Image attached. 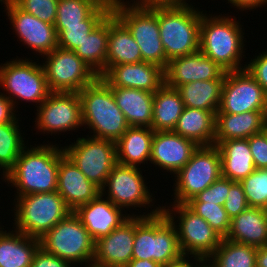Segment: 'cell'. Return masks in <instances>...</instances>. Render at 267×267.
Here are the masks:
<instances>
[{
  "label": "cell",
  "instance_id": "cell-27",
  "mask_svg": "<svg viewBox=\"0 0 267 267\" xmlns=\"http://www.w3.org/2000/svg\"><path fill=\"white\" fill-rule=\"evenodd\" d=\"M139 62H142V55L138 44L128 28L111 11L106 72L112 66Z\"/></svg>",
  "mask_w": 267,
  "mask_h": 267
},
{
  "label": "cell",
  "instance_id": "cell-26",
  "mask_svg": "<svg viewBox=\"0 0 267 267\" xmlns=\"http://www.w3.org/2000/svg\"><path fill=\"white\" fill-rule=\"evenodd\" d=\"M256 248L267 245V211L249 207L231 219L226 238Z\"/></svg>",
  "mask_w": 267,
  "mask_h": 267
},
{
  "label": "cell",
  "instance_id": "cell-13",
  "mask_svg": "<svg viewBox=\"0 0 267 267\" xmlns=\"http://www.w3.org/2000/svg\"><path fill=\"white\" fill-rule=\"evenodd\" d=\"M75 142L63 148L65 155L101 189L117 164L116 143L89 135L78 137Z\"/></svg>",
  "mask_w": 267,
  "mask_h": 267
},
{
  "label": "cell",
  "instance_id": "cell-57",
  "mask_svg": "<svg viewBox=\"0 0 267 267\" xmlns=\"http://www.w3.org/2000/svg\"><path fill=\"white\" fill-rule=\"evenodd\" d=\"M263 209L267 211V202H266V205H265V207Z\"/></svg>",
  "mask_w": 267,
  "mask_h": 267
},
{
  "label": "cell",
  "instance_id": "cell-41",
  "mask_svg": "<svg viewBox=\"0 0 267 267\" xmlns=\"http://www.w3.org/2000/svg\"><path fill=\"white\" fill-rule=\"evenodd\" d=\"M20 9L43 22L55 24L59 0H12Z\"/></svg>",
  "mask_w": 267,
  "mask_h": 267
},
{
  "label": "cell",
  "instance_id": "cell-5",
  "mask_svg": "<svg viewBox=\"0 0 267 267\" xmlns=\"http://www.w3.org/2000/svg\"><path fill=\"white\" fill-rule=\"evenodd\" d=\"M203 11L191 4L158 7L160 39L166 54V67L171 59L199 50L200 23Z\"/></svg>",
  "mask_w": 267,
  "mask_h": 267
},
{
  "label": "cell",
  "instance_id": "cell-51",
  "mask_svg": "<svg viewBox=\"0 0 267 267\" xmlns=\"http://www.w3.org/2000/svg\"><path fill=\"white\" fill-rule=\"evenodd\" d=\"M256 267H267V245L257 248Z\"/></svg>",
  "mask_w": 267,
  "mask_h": 267
},
{
  "label": "cell",
  "instance_id": "cell-12",
  "mask_svg": "<svg viewBox=\"0 0 267 267\" xmlns=\"http://www.w3.org/2000/svg\"><path fill=\"white\" fill-rule=\"evenodd\" d=\"M42 57L50 92L79 93L99 77L74 51L57 47Z\"/></svg>",
  "mask_w": 267,
  "mask_h": 267
},
{
  "label": "cell",
  "instance_id": "cell-40",
  "mask_svg": "<svg viewBox=\"0 0 267 267\" xmlns=\"http://www.w3.org/2000/svg\"><path fill=\"white\" fill-rule=\"evenodd\" d=\"M239 183L249 207L263 209L267 202V169H255Z\"/></svg>",
  "mask_w": 267,
  "mask_h": 267
},
{
  "label": "cell",
  "instance_id": "cell-17",
  "mask_svg": "<svg viewBox=\"0 0 267 267\" xmlns=\"http://www.w3.org/2000/svg\"><path fill=\"white\" fill-rule=\"evenodd\" d=\"M6 15L9 17L20 42L39 53L46 55L58 47L55 26L41 21L37 17L20 9L12 0L5 5Z\"/></svg>",
  "mask_w": 267,
  "mask_h": 267
},
{
  "label": "cell",
  "instance_id": "cell-33",
  "mask_svg": "<svg viewBox=\"0 0 267 267\" xmlns=\"http://www.w3.org/2000/svg\"><path fill=\"white\" fill-rule=\"evenodd\" d=\"M109 38V14L86 36L74 52L92 68L99 77L106 73Z\"/></svg>",
  "mask_w": 267,
  "mask_h": 267
},
{
  "label": "cell",
  "instance_id": "cell-44",
  "mask_svg": "<svg viewBox=\"0 0 267 267\" xmlns=\"http://www.w3.org/2000/svg\"><path fill=\"white\" fill-rule=\"evenodd\" d=\"M247 139L255 169H267V128Z\"/></svg>",
  "mask_w": 267,
  "mask_h": 267
},
{
  "label": "cell",
  "instance_id": "cell-56",
  "mask_svg": "<svg viewBox=\"0 0 267 267\" xmlns=\"http://www.w3.org/2000/svg\"><path fill=\"white\" fill-rule=\"evenodd\" d=\"M4 228H2V226L0 227V235L3 233V230Z\"/></svg>",
  "mask_w": 267,
  "mask_h": 267
},
{
  "label": "cell",
  "instance_id": "cell-3",
  "mask_svg": "<svg viewBox=\"0 0 267 267\" xmlns=\"http://www.w3.org/2000/svg\"><path fill=\"white\" fill-rule=\"evenodd\" d=\"M145 214L135 215L132 259L153 260L162 266L180 258L177 229L161 206Z\"/></svg>",
  "mask_w": 267,
  "mask_h": 267
},
{
  "label": "cell",
  "instance_id": "cell-52",
  "mask_svg": "<svg viewBox=\"0 0 267 267\" xmlns=\"http://www.w3.org/2000/svg\"><path fill=\"white\" fill-rule=\"evenodd\" d=\"M125 267H161V265L153 260L132 259Z\"/></svg>",
  "mask_w": 267,
  "mask_h": 267
},
{
  "label": "cell",
  "instance_id": "cell-50",
  "mask_svg": "<svg viewBox=\"0 0 267 267\" xmlns=\"http://www.w3.org/2000/svg\"><path fill=\"white\" fill-rule=\"evenodd\" d=\"M188 259H189V256L182 255L180 258H178L174 261L168 262L165 265H162L161 267H198L200 265V263H202L204 261L203 259H200L198 257H194L193 261H192V259L191 260L190 259L188 260Z\"/></svg>",
  "mask_w": 267,
  "mask_h": 267
},
{
  "label": "cell",
  "instance_id": "cell-20",
  "mask_svg": "<svg viewBox=\"0 0 267 267\" xmlns=\"http://www.w3.org/2000/svg\"><path fill=\"white\" fill-rule=\"evenodd\" d=\"M198 147L194 141L173 131H155L149 163L175 175Z\"/></svg>",
  "mask_w": 267,
  "mask_h": 267
},
{
  "label": "cell",
  "instance_id": "cell-55",
  "mask_svg": "<svg viewBox=\"0 0 267 267\" xmlns=\"http://www.w3.org/2000/svg\"><path fill=\"white\" fill-rule=\"evenodd\" d=\"M9 0H0V3L6 4Z\"/></svg>",
  "mask_w": 267,
  "mask_h": 267
},
{
  "label": "cell",
  "instance_id": "cell-49",
  "mask_svg": "<svg viewBox=\"0 0 267 267\" xmlns=\"http://www.w3.org/2000/svg\"><path fill=\"white\" fill-rule=\"evenodd\" d=\"M228 3L243 12L244 10L247 11L265 6L267 4V0H228Z\"/></svg>",
  "mask_w": 267,
  "mask_h": 267
},
{
  "label": "cell",
  "instance_id": "cell-31",
  "mask_svg": "<svg viewBox=\"0 0 267 267\" xmlns=\"http://www.w3.org/2000/svg\"><path fill=\"white\" fill-rule=\"evenodd\" d=\"M39 247V239L18 231H3L0 235V267H31Z\"/></svg>",
  "mask_w": 267,
  "mask_h": 267
},
{
  "label": "cell",
  "instance_id": "cell-32",
  "mask_svg": "<svg viewBox=\"0 0 267 267\" xmlns=\"http://www.w3.org/2000/svg\"><path fill=\"white\" fill-rule=\"evenodd\" d=\"M185 106L176 88L164 83L154 92L153 131H173Z\"/></svg>",
  "mask_w": 267,
  "mask_h": 267
},
{
  "label": "cell",
  "instance_id": "cell-42",
  "mask_svg": "<svg viewBox=\"0 0 267 267\" xmlns=\"http://www.w3.org/2000/svg\"><path fill=\"white\" fill-rule=\"evenodd\" d=\"M234 181L221 177L187 202H211L223 206Z\"/></svg>",
  "mask_w": 267,
  "mask_h": 267
},
{
  "label": "cell",
  "instance_id": "cell-47",
  "mask_svg": "<svg viewBox=\"0 0 267 267\" xmlns=\"http://www.w3.org/2000/svg\"><path fill=\"white\" fill-rule=\"evenodd\" d=\"M12 102L4 95V92H0V124L18 122L16 110Z\"/></svg>",
  "mask_w": 267,
  "mask_h": 267
},
{
  "label": "cell",
  "instance_id": "cell-48",
  "mask_svg": "<svg viewBox=\"0 0 267 267\" xmlns=\"http://www.w3.org/2000/svg\"><path fill=\"white\" fill-rule=\"evenodd\" d=\"M134 1V2H133ZM187 0H132V5L143 8L176 7L188 4Z\"/></svg>",
  "mask_w": 267,
  "mask_h": 267
},
{
  "label": "cell",
  "instance_id": "cell-43",
  "mask_svg": "<svg viewBox=\"0 0 267 267\" xmlns=\"http://www.w3.org/2000/svg\"><path fill=\"white\" fill-rule=\"evenodd\" d=\"M223 206L231 219L249 208L243 187L239 182H235L230 187Z\"/></svg>",
  "mask_w": 267,
  "mask_h": 267
},
{
  "label": "cell",
  "instance_id": "cell-14",
  "mask_svg": "<svg viewBox=\"0 0 267 267\" xmlns=\"http://www.w3.org/2000/svg\"><path fill=\"white\" fill-rule=\"evenodd\" d=\"M247 111H267V94L246 68L226 72L216 113L241 114Z\"/></svg>",
  "mask_w": 267,
  "mask_h": 267
},
{
  "label": "cell",
  "instance_id": "cell-21",
  "mask_svg": "<svg viewBox=\"0 0 267 267\" xmlns=\"http://www.w3.org/2000/svg\"><path fill=\"white\" fill-rule=\"evenodd\" d=\"M110 87L157 91L164 83V69L148 63H128L112 66L102 77Z\"/></svg>",
  "mask_w": 267,
  "mask_h": 267
},
{
  "label": "cell",
  "instance_id": "cell-38",
  "mask_svg": "<svg viewBox=\"0 0 267 267\" xmlns=\"http://www.w3.org/2000/svg\"><path fill=\"white\" fill-rule=\"evenodd\" d=\"M104 0H59L56 11L55 28L83 25Z\"/></svg>",
  "mask_w": 267,
  "mask_h": 267
},
{
  "label": "cell",
  "instance_id": "cell-30",
  "mask_svg": "<svg viewBox=\"0 0 267 267\" xmlns=\"http://www.w3.org/2000/svg\"><path fill=\"white\" fill-rule=\"evenodd\" d=\"M216 112L185 107L173 132L198 146L214 145Z\"/></svg>",
  "mask_w": 267,
  "mask_h": 267
},
{
  "label": "cell",
  "instance_id": "cell-28",
  "mask_svg": "<svg viewBox=\"0 0 267 267\" xmlns=\"http://www.w3.org/2000/svg\"><path fill=\"white\" fill-rule=\"evenodd\" d=\"M221 158L222 177L240 182L255 170L248 139L214 142Z\"/></svg>",
  "mask_w": 267,
  "mask_h": 267
},
{
  "label": "cell",
  "instance_id": "cell-29",
  "mask_svg": "<svg viewBox=\"0 0 267 267\" xmlns=\"http://www.w3.org/2000/svg\"><path fill=\"white\" fill-rule=\"evenodd\" d=\"M154 132L150 127L130 126L116 141L117 163L134 167L148 163Z\"/></svg>",
  "mask_w": 267,
  "mask_h": 267
},
{
  "label": "cell",
  "instance_id": "cell-25",
  "mask_svg": "<svg viewBox=\"0 0 267 267\" xmlns=\"http://www.w3.org/2000/svg\"><path fill=\"white\" fill-rule=\"evenodd\" d=\"M116 105L129 126L150 127L153 121L154 93L122 87H110Z\"/></svg>",
  "mask_w": 267,
  "mask_h": 267
},
{
  "label": "cell",
  "instance_id": "cell-7",
  "mask_svg": "<svg viewBox=\"0 0 267 267\" xmlns=\"http://www.w3.org/2000/svg\"><path fill=\"white\" fill-rule=\"evenodd\" d=\"M39 240L46 252L74 265L92 267L95 241L73 211Z\"/></svg>",
  "mask_w": 267,
  "mask_h": 267
},
{
  "label": "cell",
  "instance_id": "cell-19",
  "mask_svg": "<svg viewBox=\"0 0 267 267\" xmlns=\"http://www.w3.org/2000/svg\"><path fill=\"white\" fill-rule=\"evenodd\" d=\"M225 74L223 68L200 50L171 59L164 70L165 83L172 88L197 80L224 79Z\"/></svg>",
  "mask_w": 267,
  "mask_h": 267
},
{
  "label": "cell",
  "instance_id": "cell-36",
  "mask_svg": "<svg viewBox=\"0 0 267 267\" xmlns=\"http://www.w3.org/2000/svg\"><path fill=\"white\" fill-rule=\"evenodd\" d=\"M112 11V3L104 1L87 19L83 25L55 28L58 47L74 51L87 35Z\"/></svg>",
  "mask_w": 267,
  "mask_h": 267
},
{
  "label": "cell",
  "instance_id": "cell-16",
  "mask_svg": "<svg viewBox=\"0 0 267 267\" xmlns=\"http://www.w3.org/2000/svg\"><path fill=\"white\" fill-rule=\"evenodd\" d=\"M35 126L38 132L61 134L78 130L83 126L82 105L78 93L51 92L45 101L37 106ZM61 132V133H60Z\"/></svg>",
  "mask_w": 267,
  "mask_h": 267
},
{
  "label": "cell",
  "instance_id": "cell-45",
  "mask_svg": "<svg viewBox=\"0 0 267 267\" xmlns=\"http://www.w3.org/2000/svg\"><path fill=\"white\" fill-rule=\"evenodd\" d=\"M260 55L255 56L251 59L249 64L246 65V69L255 78V80L261 85L264 92L267 94V50L259 53Z\"/></svg>",
  "mask_w": 267,
  "mask_h": 267
},
{
  "label": "cell",
  "instance_id": "cell-18",
  "mask_svg": "<svg viewBox=\"0 0 267 267\" xmlns=\"http://www.w3.org/2000/svg\"><path fill=\"white\" fill-rule=\"evenodd\" d=\"M135 214L107 236L95 241L92 267H125L132 260Z\"/></svg>",
  "mask_w": 267,
  "mask_h": 267
},
{
  "label": "cell",
  "instance_id": "cell-39",
  "mask_svg": "<svg viewBox=\"0 0 267 267\" xmlns=\"http://www.w3.org/2000/svg\"><path fill=\"white\" fill-rule=\"evenodd\" d=\"M185 205L207 221L222 238H226L230 230L231 218L224 206L211 202H186Z\"/></svg>",
  "mask_w": 267,
  "mask_h": 267
},
{
  "label": "cell",
  "instance_id": "cell-2",
  "mask_svg": "<svg viewBox=\"0 0 267 267\" xmlns=\"http://www.w3.org/2000/svg\"><path fill=\"white\" fill-rule=\"evenodd\" d=\"M207 15L201 18L199 50L226 72L245 69L241 64L245 33L240 22L229 15Z\"/></svg>",
  "mask_w": 267,
  "mask_h": 267
},
{
  "label": "cell",
  "instance_id": "cell-24",
  "mask_svg": "<svg viewBox=\"0 0 267 267\" xmlns=\"http://www.w3.org/2000/svg\"><path fill=\"white\" fill-rule=\"evenodd\" d=\"M267 128V111H247L241 114L216 113L214 142L247 139Z\"/></svg>",
  "mask_w": 267,
  "mask_h": 267
},
{
  "label": "cell",
  "instance_id": "cell-34",
  "mask_svg": "<svg viewBox=\"0 0 267 267\" xmlns=\"http://www.w3.org/2000/svg\"><path fill=\"white\" fill-rule=\"evenodd\" d=\"M224 79L195 81L177 87L185 107L218 111Z\"/></svg>",
  "mask_w": 267,
  "mask_h": 267
},
{
  "label": "cell",
  "instance_id": "cell-11",
  "mask_svg": "<svg viewBox=\"0 0 267 267\" xmlns=\"http://www.w3.org/2000/svg\"><path fill=\"white\" fill-rule=\"evenodd\" d=\"M171 206L172 209L170 206L167 208L163 206L162 210L175 224L179 247L183 255L207 260L215 252L223 238L207 221L191 211L185 204L173 203ZM176 215L179 216L178 220L174 218ZM175 219L179 223L174 222Z\"/></svg>",
  "mask_w": 267,
  "mask_h": 267
},
{
  "label": "cell",
  "instance_id": "cell-1",
  "mask_svg": "<svg viewBox=\"0 0 267 267\" xmlns=\"http://www.w3.org/2000/svg\"><path fill=\"white\" fill-rule=\"evenodd\" d=\"M48 143L22 150L4 181L17 189L16 197L57 191L58 167L65 156L63 147ZM32 146V147H31Z\"/></svg>",
  "mask_w": 267,
  "mask_h": 267
},
{
  "label": "cell",
  "instance_id": "cell-54",
  "mask_svg": "<svg viewBox=\"0 0 267 267\" xmlns=\"http://www.w3.org/2000/svg\"><path fill=\"white\" fill-rule=\"evenodd\" d=\"M104 1H107V2H110V3H115V2H120V1H123V0H104Z\"/></svg>",
  "mask_w": 267,
  "mask_h": 267
},
{
  "label": "cell",
  "instance_id": "cell-9",
  "mask_svg": "<svg viewBox=\"0 0 267 267\" xmlns=\"http://www.w3.org/2000/svg\"><path fill=\"white\" fill-rule=\"evenodd\" d=\"M174 177L173 203L185 204L222 177L221 158L217 146H199L188 163Z\"/></svg>",
  "mask_w": 267,
  "mask_h": 267
},
{
  "label": "cell",
  "instance_id": "cell-8",
  "mask_svg": "<svg viewBox=\"0 0 267 267\" xmlns=\"http://www.w3.org/2000/svg\"><path fill=\"white\" fill-rule=\"evenodd\" d=\"M120 1L112 3L113 14L128 28L139 46L142 61L166 69V54L160 39L158 7L143 8ZM128 4V5H127Z\"/></svg>",
  "mask_w": 267,
  "mask_h": 267
},
{
  "label": "cell",
  "instance_id": "cell-10",
  "mask_svg": "<svg viewBox=\"0 0 267 267\" xmlns=\"http://www.w3.org/2000/svg\"><path fill=\"white\" fill-rule=\"evenodd\" d=\"M15 59L0 65V87L6 91L4 95L15 108L17 99L41 105L51 93L43 66L27 58Z\"/></svg>",
  "mask_w": 267,
  "mask_h": 267
},
{
  "label": "cell",
  "instance_id": "cell-4",
  "mask_svg": "<svg viewBox=\"0 0 267 267\" xmlns=\"http://www.w3.org/2000/svg\"><path fill=\"white\" fill-rule=\"evenodd\" d=\"M82 105L83 126L91 129L90 137L116 141L130 127L116 105L110 86L98 77L79 93Z\"/></svg>",
  "mask_w": 267,
  "mask_h": 267
},
{
  "label": "cell",
  "instance_id": "cell-23",
  "mask_svg": "<svg viewBox=\"0 0 267 267\" xmlns=\"http://www.w3.org/2000/svg\"><path fill=\"white\" fill-rule=\"evenodd\" d=\"M57 192L71 211L96 199L101 189L89 181L79 168L65 155L58 167Z\"/></svg>",
  "mask_w": 267,
  "mask_h": 267
},
{
  "label": "cell",
  "instance_id": "cell-37",
  "mask_svg": "<svg viewBox=\"0 0 267 267\" xmlns=\"http://www.w3.org/2000/svg\"><path fill=\"white\" fill-rule=\"evenodd\" d=\"M19 129V122L0 124V170L4 176L14 167L17 158L26 147ZM2 168V169H1Z\"/></svg>",
  "mask_w": 267,
  "mask_h": 267
},
{
  "label": "cell",
  "instance_id": "cell-46",
  "mask_svg": "<svg viewBox=\"0 0 267 267\" xmlns=\"http://www.w3.org/2000/svg\"><path fill=\"white\" fill-rule=\"evenodd\" d=\"M72 264L46 252L42 247L36 251L31 267H72ZM75 267V266H73Z\"/></svg>",
  "mask_w": 267,
  "mask_h": 267
},
{
  "label": "cell",
  "instance_id": "cell-53",
  "mask_svg": "<svg viewBox=\"0 0 267 267\" xmlns=\"http://www.w3.org/2000/svg\"><path fill=\"white\" fill-rule=\"evenodd\" d=\"M198 267H212L207 260H204Z\"/></svg>",
  "mask_w": 267,
  "mask_h": 267
},
{
  "label": "cell",
  "instance_id": "cell-35",
  "mask_svg": "<svg viewBox=\"0 0 267 267\" xmlns=\"http://www.w3.org/2000/svg\"><path fill=\"white\" fill-rule=\"evenodd\" d=\"M257 248L225 238L207 259L212 267H256Z\"/></svg>",
  "mask_w": 267,
  "mask_h": 267
},
{
  "label": "cell",
  "instance_id": "cell-6",
  "mask_svg": "<svg viewBox=\"0 0 267 267\" xmlns=\"http://www.w3.org/2000/svg\"><path fill=\"white\" fill-rule=\"evenodd\" d=\"M14 202L15 226L12 228L36 239L72 212L57 191L15 197Z\"/></svg>",
  "mask_w": 267,
  "mask_h": 267
},
{
  "label": "cell",
  "instance_id": "cell-15",
  "mask_svg": "<svg viewBox=\"0 0 267 267\" xmlns=\"http://www.w3.org/2000/svg\"><path fill=\"white\" fill-rule=\"evenodd\" d=\"M140 169L139 167L117 163L101 188V195L103 197L107 195L106 199H109L124 211L125 208L129 209L130 207H133V209L135 207H145L146 209L147 206H153L152 200L155 197H152L150 189L146 186ZM106 189H108L107 194Z\"/></svg>",
  "mask_w": 267,
  "mask_h": 267
},
{
  "label": "cell",
  "instance_id": "cell-22",
  "mask_svg": "<svg viewBox=\"0 0 267 267\" xmlns=\"http://www.w3.org/2000/svg\"><path fill=\"white\" fill-rule=\"evenodd\" d=\"M74 213L79 217L88 233L97 241L119 227L131 215L100 194L96 199L79 206Z\"/></svg>",
  "mask_w": 267,
  "mask_h": 267
}]
</instances>
